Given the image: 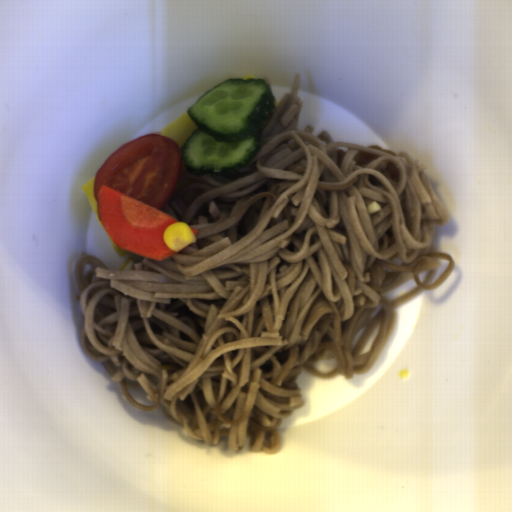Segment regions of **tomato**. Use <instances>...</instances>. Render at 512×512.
<instances>
[{
  "instance_id": "512abeb7",
  "label": "tomato",
  "mask_w": 512,
  "mask_h": 512,
  "mask_svg": "<svg viewBox=\"0 0 512 512\" xmlns=\"http://www.w3.org/2000/svg\"><path fill=\"white\" fill-rule=\"evenodd\" d=\"M181 170V152L175 140L160 134L139 137L121 145L96 172L94 196L106 185L152 208L168 202Z\"/></svg>"
}]
</instances>
